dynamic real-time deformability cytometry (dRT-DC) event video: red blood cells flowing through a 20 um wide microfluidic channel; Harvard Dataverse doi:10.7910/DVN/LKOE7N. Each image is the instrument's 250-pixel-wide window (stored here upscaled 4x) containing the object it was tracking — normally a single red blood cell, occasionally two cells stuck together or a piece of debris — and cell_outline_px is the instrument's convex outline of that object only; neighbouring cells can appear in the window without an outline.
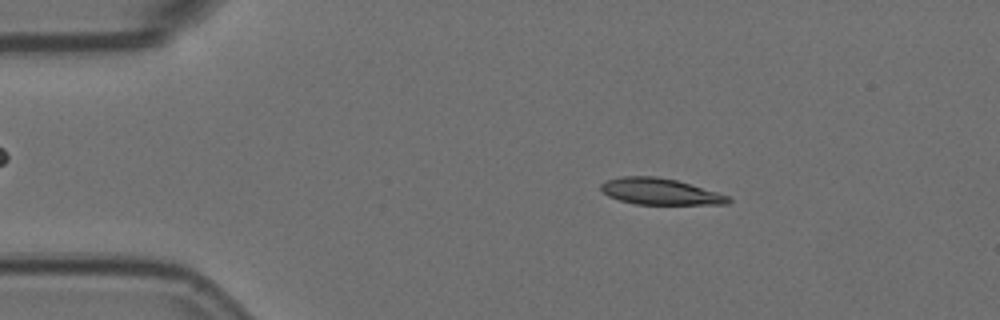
{"species": "Egyptian fruit bat (a non-hibernating species)", "species_latin": "Rousettus aegyptiacus", "temperature_condition": "room temperature", "stored_images_in_passage": 3, "camera_frame_rate_fps": 3000, "um_per_image_px": 0.085, "animal": {"sex": "female"}, "frame": {"image": 1, "passage_image": 1, "time_ms": 0.0, "image_size_px": [1000, 320], "cell_outline_px": [[732, 200], [728, 204], [636, 204], [620, 200], [608, 196], [600, 188], [600, 184], [608, 180], [620, 176], [656, 176], [676, 180], [716, 192], [728, 196]], "centroid_in_image_um": [56.08, 16.28], "position_along_channel_um": 28.9, "area_um2": 19.31}}